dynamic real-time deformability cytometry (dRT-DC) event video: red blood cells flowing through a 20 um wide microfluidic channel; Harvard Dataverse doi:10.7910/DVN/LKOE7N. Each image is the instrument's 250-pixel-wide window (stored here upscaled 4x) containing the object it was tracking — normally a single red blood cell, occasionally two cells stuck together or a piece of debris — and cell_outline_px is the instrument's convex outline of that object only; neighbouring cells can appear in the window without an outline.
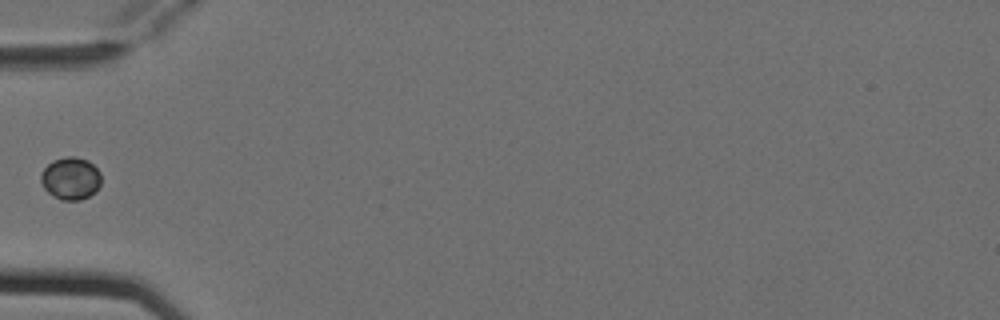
{"species": "Egyptian fruit bat (a non-hibernating species)", "species_latin": "Rousettus aegyptiacus", "temperature_condition": "cold", "stored_images_in_passage": 1, "camera_frame_rate_fps": 3000, "um_per_image_px": 0.085, "animal": {"sex": "female"}, "frame": {"image": 1, "passage_image": 1, "time_ms": 0.0, "image_size_px": [1000, 320], "cell_outline_px": [[100, 184], [96, 192], [80, 200], [64, 200], [48, 192], [44, 188], [40, 180], [40, 172], [52, 160], [64, 156], [72, 156], [88, 160], [100, 172]], "centroid_in_image_um": [5.99, 15.14], "position_along_channel_um": 79.0, "area_um2": 14.91}}